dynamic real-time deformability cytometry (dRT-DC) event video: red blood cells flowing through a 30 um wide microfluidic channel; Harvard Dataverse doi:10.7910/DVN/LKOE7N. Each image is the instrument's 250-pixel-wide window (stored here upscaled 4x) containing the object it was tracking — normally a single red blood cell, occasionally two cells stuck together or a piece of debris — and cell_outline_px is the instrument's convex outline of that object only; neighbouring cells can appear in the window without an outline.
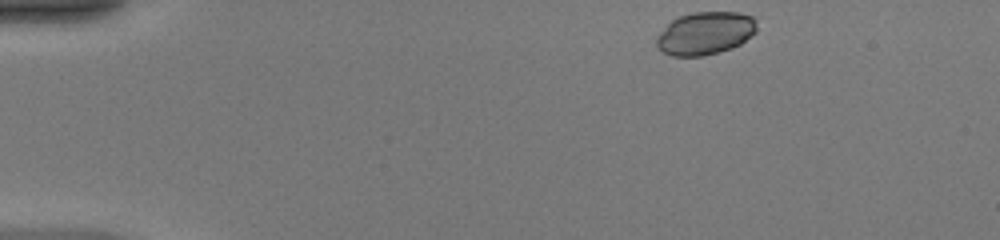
{"species": "common noctule bat (a hibernating species)", "species_latin": "Nyctalus noctula", "temperature_condition": "warm", "stored_images_in_passage": 43, "camera_frame_rate_fps": 3000, "um_per_image_px": 0.085, "animal": {"sex": "female", "body_mass_g": 20.0, "forearm_length_mm": 54.0}, "frame": {"image": 1, "passage_image": 1, "time_ms": 0.0, "image_size_px": [1000, 240], "cell_outline_px": [[756, 32], [740, 44], [732, 48], [704, 56], [672, 56], [656, 48], [656, 36], [672, 20], [680, 16], [692, 12], [740, 12], [752, 16], [756, 20]], "centroid_in_image_um": [59.94, 2.83], "position_along_channel_um": 25.1, "area_um2": 25.14}}
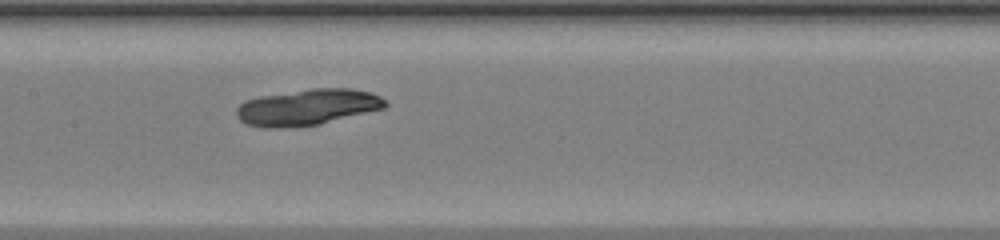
{"frame": {"image": 2, "passage_image": 19, "time_ms": 6.0, "image_size_px": [1000, 240], "cell_outline_px": [[388, 104], [384, 108], [320, 124], [280, 128], [264, 128], [248, 124], [240, 120], [236, 116], [236, 108], [244, 100], [260, 96], [312, 88], [352, 88], [372, 92], [380, 96]], "centroid_in_image_um": [26.13, 9.1], "position_along_channel_um": 181.3, "area_um2": 31.39}}
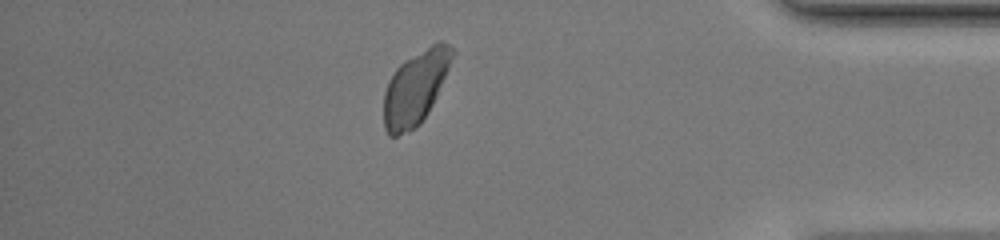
{"frame": {"image": 3, "passage_image": 37, "time_ms": 12.0, "image_size_px": [1000, 240], "cell_outline_px": [[456, 52], [436, 96], [428, 112], [420, 124], [408, 132], [396, 136], [388, 136], [384, 128], [384, 92], [388, 80], [396, 68], [404, 60], [436, 40], [440, 40], [448, 44]], "centroid_in_image_um": [35.3, 7.43], "position_along_channel_um": 399.9, "area_um2": 29.54}}